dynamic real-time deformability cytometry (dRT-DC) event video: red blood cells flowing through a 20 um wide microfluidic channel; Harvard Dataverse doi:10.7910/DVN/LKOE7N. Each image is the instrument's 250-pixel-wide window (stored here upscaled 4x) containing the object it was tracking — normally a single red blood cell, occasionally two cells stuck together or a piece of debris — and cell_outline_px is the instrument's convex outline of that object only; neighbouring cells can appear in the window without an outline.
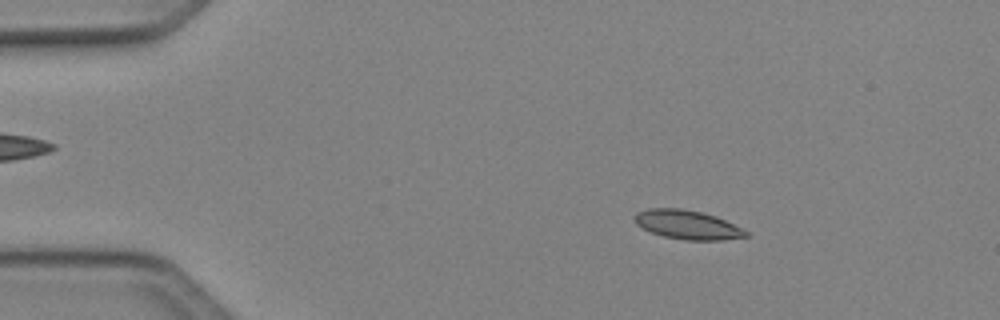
{"species": "Egyptian fruit bat (a non-hibernating species)", "species_latin": "Rousettus aegyptiacus", "temperature_condition": "cold", "stored_images_in_passage": 49, "camera_frame_rate_fps": 3000, "um_per_image_px": 0.085, "animal": {"sex": "female"}, "frame": {"image": 1, "passage_image": 8, "time_ms": 2.333, "image_size_px": [1000, 320], "cell_outline_px": [[748, 236], [724, 240], [684, 240], [664, 236], [652, 232], [636, 224], [632, 216], [636, 212], [648, 208], [680, 208], [704, 212], [716, 216], [748, 232]], "centroid_in_image_um": [58.39, 19.09], "position_along_channel_um": 26.6, "area_um2": 18.79}}
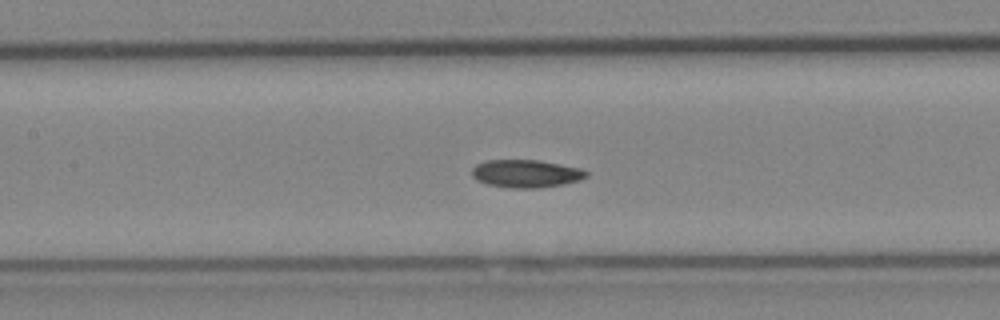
{"frame": {"image": 2, "passage_image": 23, "time_ms": 7.333, "image_size_px": [1000, 320], "cell_outline_px": [[588, 176], [580, 180], [564, 184], [536, 188], [512, 188], [488, 184], [476, 180], [472, 176], [472, 168], [476, 164], [488, 160], [540, 160], [580, 168], [588, 172]], "centroid_in_image_um": [44.72, 14.75], "position_along_channel_um": 162.7, "area_um2": 18.55}}
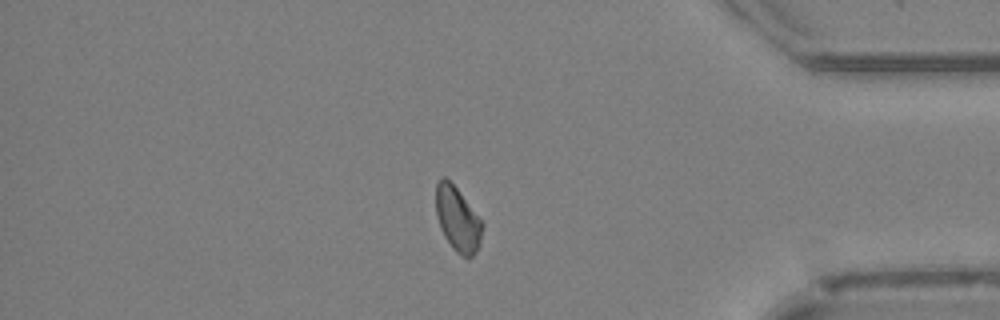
{"frame": {"image": 3, "passage_image": 42, "time_ms": 13.667, "image_size_px": [1000, 320], "cell_outline_px": [[484, 224], [480, 244], [472, 256], [468, 260], [456, 252], [452, 248], [444, 236], [440, 228], [436, 212], [436, 184], [440, 176], [444, 176], [456, 188]], "centroid_in_image_um": [38.89, 18.66], "position_along_channel_um": 396.3, "area_um2": 17.4}, "authors_computed_cell_mechanics": {"area_um2": 18.0914, "velocity_mm_per_s": 4.1247, "shape_relaxation_time_tau1_ms": null, "shape_relaxation_time_tau2_ms": 5.8889, "deformation_change_tau1": null, "deformation_change_tau2": 0.0933}}